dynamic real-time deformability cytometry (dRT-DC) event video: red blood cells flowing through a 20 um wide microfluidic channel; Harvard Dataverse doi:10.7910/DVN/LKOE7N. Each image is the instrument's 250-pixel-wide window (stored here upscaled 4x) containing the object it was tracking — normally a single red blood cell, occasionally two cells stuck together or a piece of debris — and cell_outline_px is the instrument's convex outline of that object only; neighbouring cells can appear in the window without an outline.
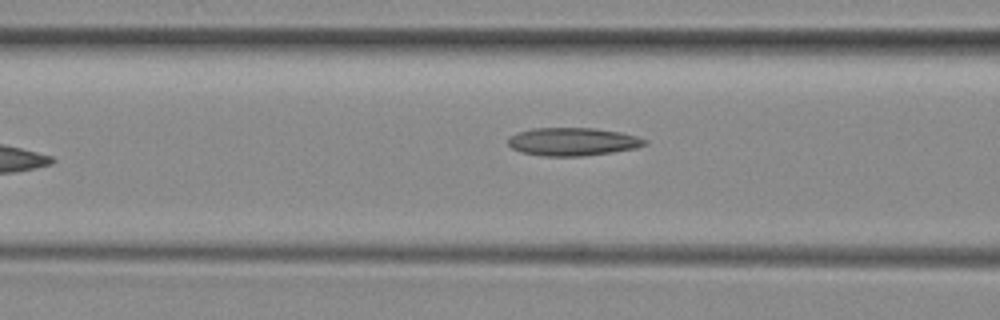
{"species": "common noctule bat (a hibernating species)", "species_latin": "Nyctalus noctula", "temperature_condition": "room temperature", "stored_images_in_passage": 7, "camera_frame_rate_fps": 3000, "um_per_image_px": 0.085, "animal": {"sex": "female", "body_mass_g": 29.2, "forearm_length_mm": 56.3}, "frame": {"image": 1, "passage_image": 5, "time_ms": 1.333, "image_size_px": [1000, 320], "cell_outline_px": [[648, 144], [636, 148], [612, 152], [584, 156], [540, 156], [520, 152], [512, 148], [508, 144], [508, 136], [516, 132], [532, 128], [596, 128], [620, 132], [636, 136], [648, 140]], "centroid_in_image_um": [48.66, 12.04], "position_along_channel_um": 117.9, "area_um2": 22.6}}